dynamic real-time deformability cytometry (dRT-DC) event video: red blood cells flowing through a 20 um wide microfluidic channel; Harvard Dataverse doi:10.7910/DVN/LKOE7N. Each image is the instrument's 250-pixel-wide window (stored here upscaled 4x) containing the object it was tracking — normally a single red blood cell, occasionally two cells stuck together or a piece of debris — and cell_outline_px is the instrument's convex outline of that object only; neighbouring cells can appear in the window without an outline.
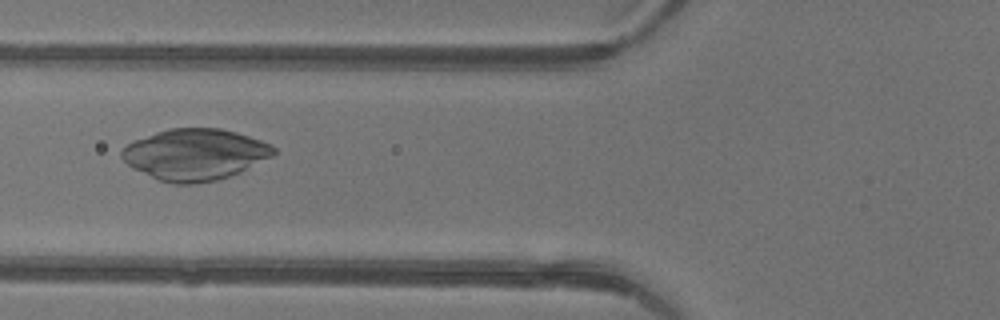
{"species": "common noctule bat (a hibernating species)", "species_latin": "Nyctalus noctula", "temperature_condition": "warm", "stored_images_in_passage": 31, "camera_frame_rate_fps": 3000, "um_per_image_px": 0.085, "animal": {"sex": "female"}, "frame": {"image": 1, "passage_image": 5, "time_ms": 1.333, "image_size_px": [1000, 320], "cell_outline_px": [[276, 152], [272, 156], [240, 172], [216, 180], [192, 184], [176, 184], [160, 180], [132, 168], [120, 156], [120, 152], [128, 144], [136, 140], [156, 132], [172, 128], [220, 128], [236, 132], [272, 144], [276, 148]], "centroid_in_image_um": [16.59, 13.12], "position_along_channel_um": 109.2, "area_um2": 45.03}}
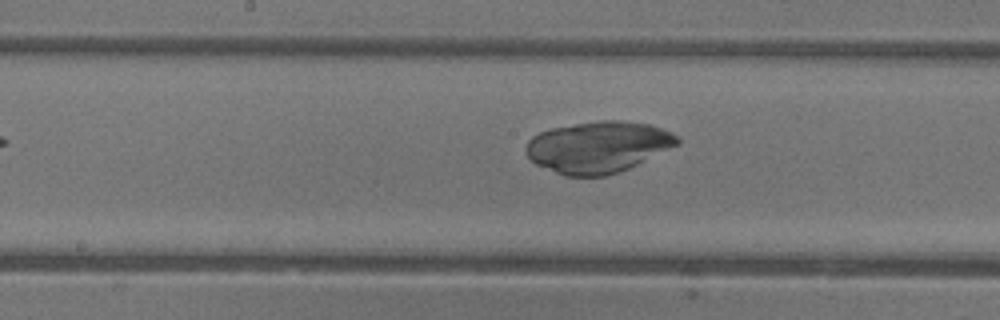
{"frame": {"image": 2, "passage_image": 11, "time_ms": 3.333, "image_size_px": [1000, 320], "cell_outline_px": [[680, 144], [628, 168], [604, 176], [564, 176], [536, 164], [524, 152], [524, 148], [528, 140], [532, 136], [540, 132], [552, 128], [600, 120], [620, 120], [648, 124], [660, 128], [676, 136], [680, 140]], "centroid_in_image_um": [50.8, 12.49], "position_along_channel_um": 197.4, "area_um2": 45.03}}
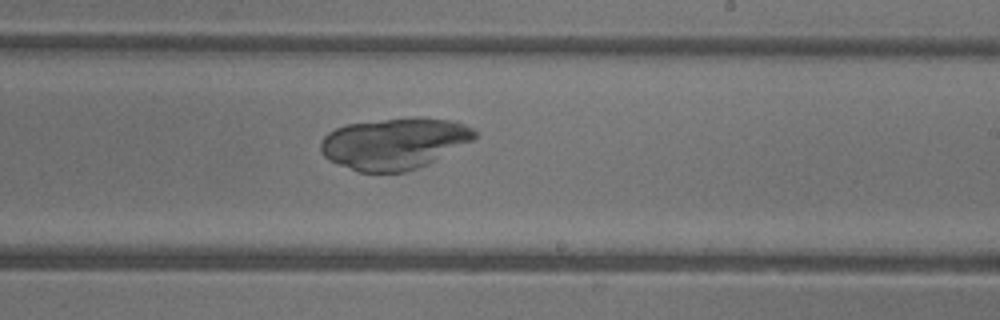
{"frame": {"image": 3, "passage_image": 15, "time_ms": 4.667, "image_size_px": [1000, 320], "cell_outline_px": [[476, 136], [472, 140], [428, 164], [404, 172], [360, 172], [328, 160], [324, 156], [320, 148], [320, 140], [328, 132], [344, 124], [384, 120], [452, 120], [464, 124], [472, 128], [476, 132]], "centroid_in_image_um": [33.45, 12.23], "position_along_channel_um": 255.5, "area_um2": 44.97}}